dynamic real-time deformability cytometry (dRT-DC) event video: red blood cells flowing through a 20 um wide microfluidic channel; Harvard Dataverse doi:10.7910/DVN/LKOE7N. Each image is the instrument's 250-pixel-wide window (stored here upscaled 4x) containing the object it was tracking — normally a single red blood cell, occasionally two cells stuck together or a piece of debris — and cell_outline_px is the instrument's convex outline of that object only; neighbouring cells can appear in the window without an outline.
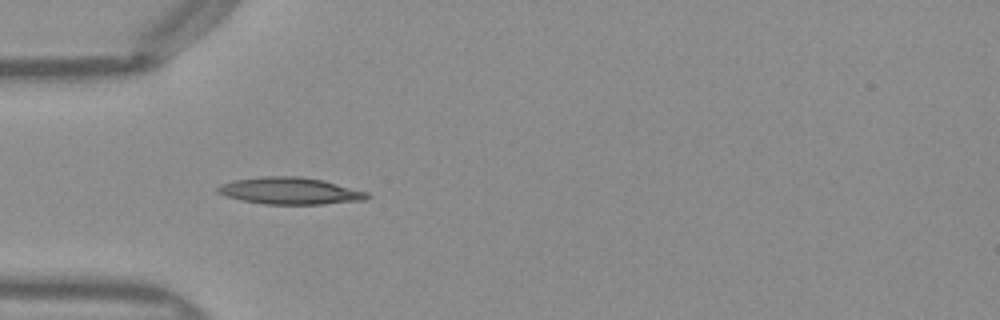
{"species": "Egyptian fruit bat (a non-hibernating species)", "species_latin": "Rousettus aegyptiacus", "temperature_condition": "warm", "stored_images_in_passage": 36, "camera_frame_rate_fps": 3000, "um_per_image_px": 0.085, "frame": {"image": 1, "passage_image": 1, "time_ms": 0.0, "image_size_px": [1000, 320], "cell_outline_px": [[372, 196], [368, 200], [324, 204], [264, 204], [240, 200], [216, 192], [216, 188], [224, 184], [236, 180], [264, 176], [296, 176], [324, 180], [368, 192]], "centroid_in_image_um": [24.73, 16.23], "position_along_channel_um": 60.3, "area_um2": 23.41}}
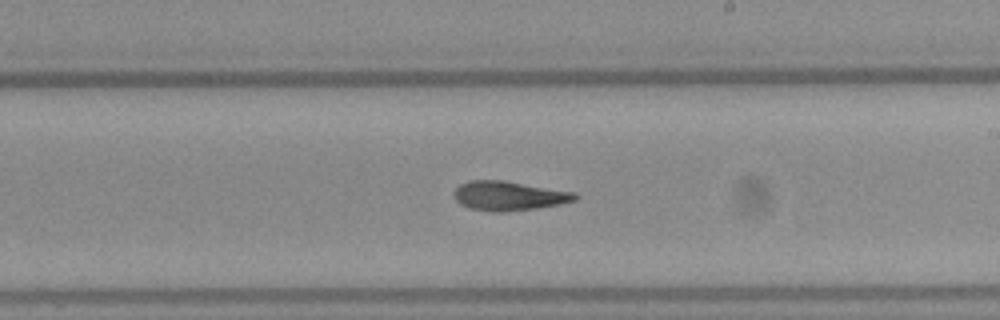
{"frame": {"image": 2, "passage_image": 15, "time_ms": 4.667, "image_size_px": [1000, 320], "cell_outline_px": [[580, 196], [576, 200], [560, 204], [536, 208], [504, 212], [492, 212], [472, 208], [460, 204], [456, 200], [452, 192], [460, 184], [468, 180], [504, 180], [576, 192]], "centroid_in_image_um": [43.27, 16.64], "position_along_channel_um": 245.7, "area_um2": 20.87}}
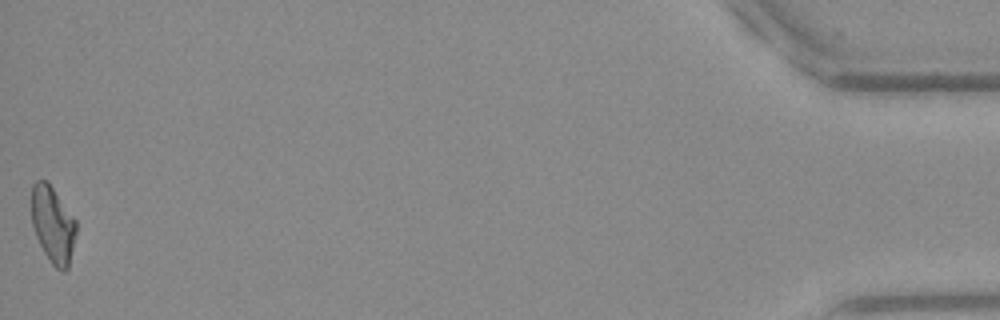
{"frame": {"image": 3, "passage_image": 36, "time_ms": 11.667, "image_size_px": [1000, 320], "cell_outline_px": [[76, 232], [68, 268], [64, 272], [56, 268], [52, 264], [44, 252], [36, 236], [32, 224], [32, 184], [36, 180], [44, 180], [52, 188], [76, 220]], "centroid_in_image_um": [4.49, 19.11], "position_along_channel_um": 430.7, "area_um2": 19.54}, "authors_computed_cell_mechanics": {"area_um2": 20.4034, "velocity_mm_per_s": 4.0193, "shape_relaxation_time_tau1_ms": 9.5344, "shape_relaxation_time_tau2_ms": 3.734, "deformation_change_tau1": 0.2509, "deformation_change_tau2": 0.1344}}